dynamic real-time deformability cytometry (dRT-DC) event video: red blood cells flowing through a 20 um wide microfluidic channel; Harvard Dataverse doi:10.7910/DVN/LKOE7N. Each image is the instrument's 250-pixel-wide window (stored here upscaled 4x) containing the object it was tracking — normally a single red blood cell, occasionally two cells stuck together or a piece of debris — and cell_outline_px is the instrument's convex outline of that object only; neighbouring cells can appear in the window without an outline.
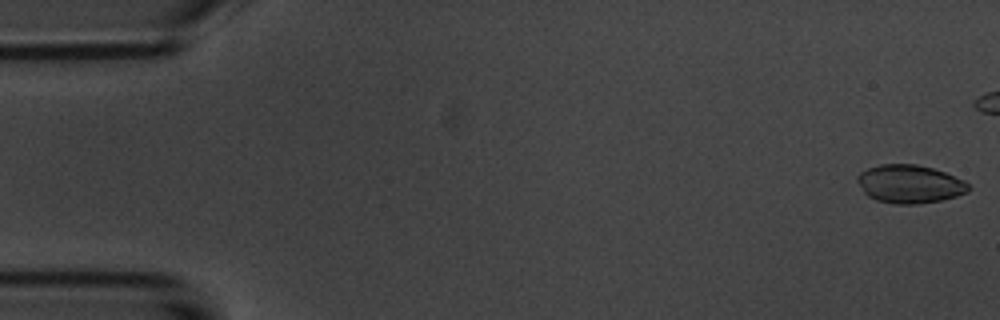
{"species": "common noctule bat (a hibernating species)", "species_latin": "Nyctalus noctula", "temperature_condition": "room temperature", "stored_images_in_passage": 5, "camera_frame_rate_fps": 3000, "um_per_image_px": 0.085, "animal": {"sex": "male", "body_mass_g": 20.1, "forearm_length_mm": 53.5}, "frame": {"image": 1, "passage_image": 1, "time_ms": 0.0, "image_size_px": [1000, 320], "cell_outline_px": [[972, 188], [968, 192], [956, 196], [940, 200], [916, 204], [896, 204], [876, 200], [868, 196], [864, 192], [856, 180], [856, 176], [860, 172], [868, 168], [880, 164], [916, 164], [932, 168], [944, 172], [964, 180]], "centroid_in_image_um": [77.31, 15.64], "position_along_channel_um": 7.7, "area_um2": 24.8}}